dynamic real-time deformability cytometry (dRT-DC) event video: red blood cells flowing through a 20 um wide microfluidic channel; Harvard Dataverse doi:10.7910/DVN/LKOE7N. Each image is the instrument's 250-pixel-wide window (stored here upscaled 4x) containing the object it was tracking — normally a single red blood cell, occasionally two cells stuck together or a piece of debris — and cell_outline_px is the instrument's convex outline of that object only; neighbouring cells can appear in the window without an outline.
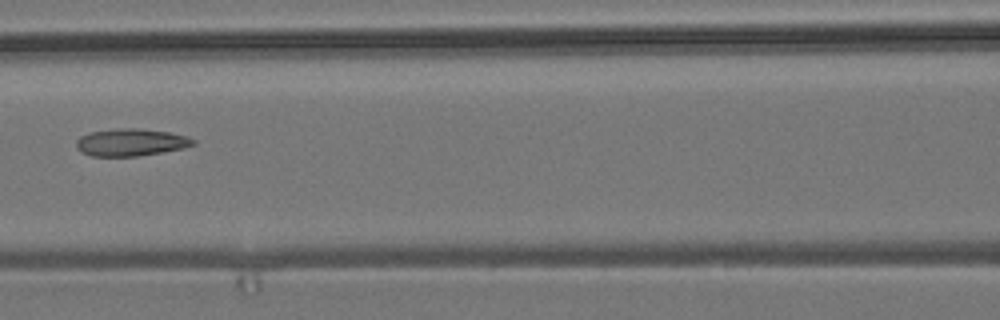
{"species": "common noctule bat (a hibernating species)", "species_latin": "Nyctalus noctula", "temperature_condition": "room temperature", "stored_images_in_passage": 10, "camera_frame_rate_fps": 3000, "um_per_image_px": 0.085, "animal": {"sex": "male", "body_mass_g": 19.2, "forearm_length_mm": 51.8}, "frame": {"image": 1, "passage_image": 7, "time_ms": 2.0, "image_size_px": [1000, 320], "cell_outline_px": [[196, 144], [184, 148], [164, 152], [140, 156], [92, 156], [80, 152], [76, 148], [76, 140], [80, 136], [88, 132], [116, 128], [140, 128], [168, 132], [188, 136], [196, 140]], "centroid_in_image_um": [11.12, 12.09], "position_along_channel_um": 155.5, "area_um2": 18.96}}
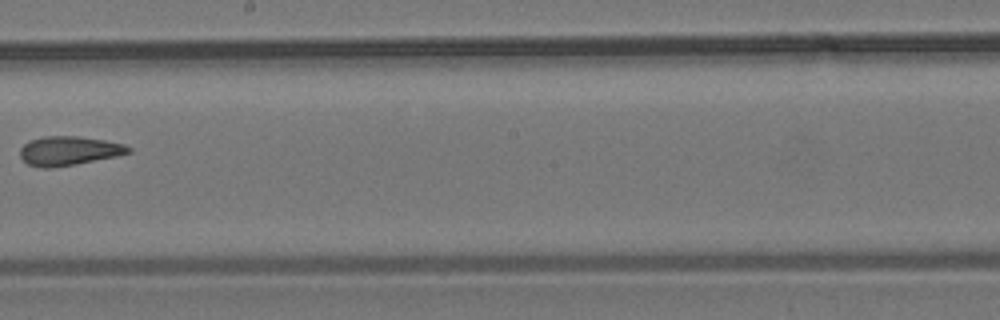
{"frame": {"image": 2, "passage_image": 9, "time_ms": 2.667, "image_size_px": [1000, 320], "cell_outline_px": [[132, 152], [116, 156], [76, 164], [52, 168], [40, 168], [28, 164], [20, 156], [20, 148], [28, 140], [44, 136], [76, 136], [104, 140], [124, 144], [132, 148]], "centroid_in_image_um": [5.84, 12.82], "position_along_channel_um": 242.4, "area_um2": 18.44}}
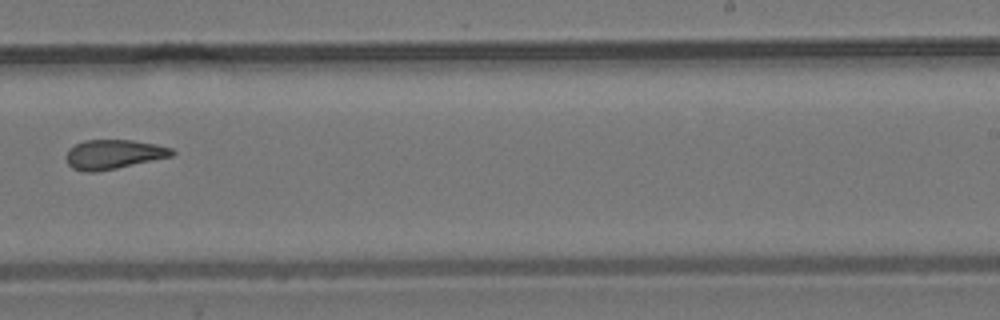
{"frame": {"image": 3, "passage_image": 10, "time_ms": 3.0, "image_size_px": [1000, 320], "cell_outline_px": [[176, 152], [172, 156], [116, 168], [96, 172], [88, 172], [72, 168], [68, 164], [64, 156], [68, 148], [84, 140], [132, 140], [156, 144], [172, 148]], "centroid_in_image_um": [9.62, 13.11], "position_along_channel_um": 279.4, "area_um2": 18.15}}